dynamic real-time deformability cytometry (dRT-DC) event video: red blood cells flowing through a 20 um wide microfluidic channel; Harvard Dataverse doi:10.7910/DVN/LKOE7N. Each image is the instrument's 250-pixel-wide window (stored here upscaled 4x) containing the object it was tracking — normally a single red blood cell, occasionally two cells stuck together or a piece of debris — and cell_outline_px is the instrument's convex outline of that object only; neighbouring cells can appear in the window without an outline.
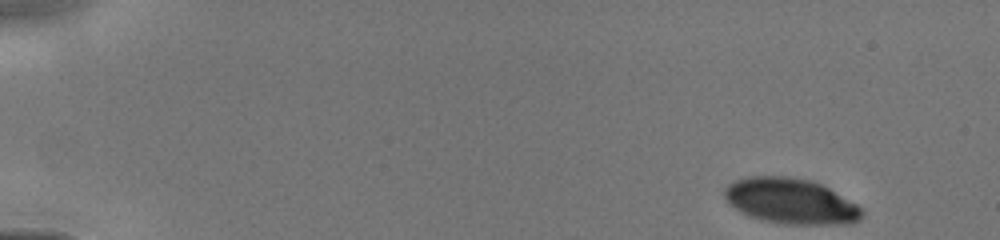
{"species": "human", "species_latin": "Homo sapiens", "temperature_condition": "cold", "stored_images_in_passage": 43, "camera_frame_rate_fps": 3000, "um_per_image_px": 0.085, "donor": {"sex": "male"}, "frame": {"image": 1, "passage_image": 1, "time_ms": 0.0, "image_size_px": [1000, 240], "cell_outline_px": [[864, 216], [860, 220], [852, 224], [784, 224], [752, 216], [736, 208], [724, 196], [724, 188], [728, 184], [736, 180], [748, 176], [788, 176], [812, 180], [828, 188], [856, 204], [864, 212]], "centroid_in_image_um": [67.26, 17.09], "position_along_channel_um": 17.7, "area_um2": 36.07}}
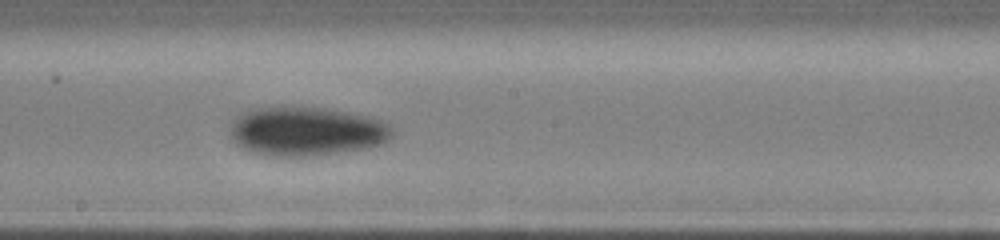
{"frame": {"image": 2, "passage_image": 24, "time_ms": 7.667, "image_size_px": [1000, 240], "cell_outline_px": [[392, 136], [388, 140], [380, 144], [364, 148], [308, 156], [268, 156], [244, 148], [236, 144], [232, 136], [232, 120], [248, 108], [324, 108], [348, 112], [368, 116], [380, 120], [388, 124], [392, 128]], "centroid_in_image_um": [26.04, 11.16], "position_along_channel_um": 222.2, "area_um2": 45.55}}
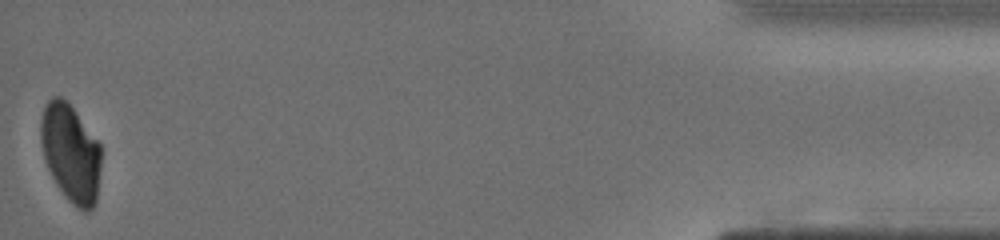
{"frame": {"image": 3, "passage_image": 43, "time_ms": 14.0, "image_size_px": [1000, 240], "cell_outline_px": [[100, 168], [96, 200], [92, 208], [88, 212], [84, 212], [72, 204], [68, 200], [56, 184], [48, 168], [44, 156], [40, 140], [40, 120], [44, 104], [52, 96], [60, 96], [72, 108], [100, 144]], "centroid_in_image_um": [5.98, 13.01], "position_along_channel_um": 429.2, "area_um2": 34.16}}